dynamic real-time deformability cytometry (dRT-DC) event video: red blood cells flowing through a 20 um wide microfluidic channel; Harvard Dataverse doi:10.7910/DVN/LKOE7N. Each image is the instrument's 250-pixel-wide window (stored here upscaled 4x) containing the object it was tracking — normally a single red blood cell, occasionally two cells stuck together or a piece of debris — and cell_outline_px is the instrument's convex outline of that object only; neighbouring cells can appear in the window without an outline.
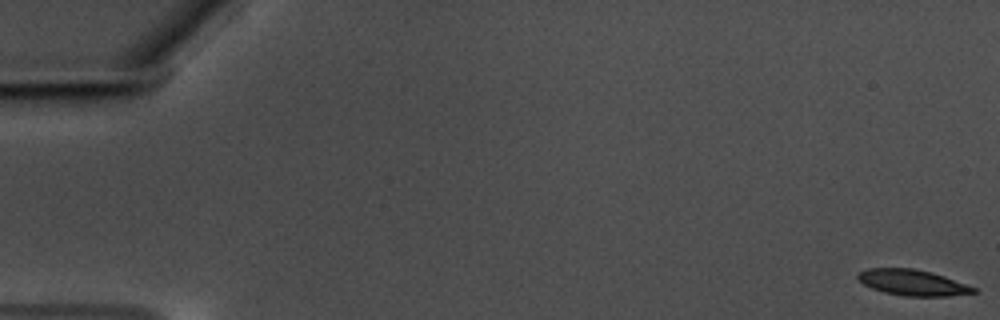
{"species": "common noctule bat (a hibernating species)", "species_latin": "Nyctalus noctula", "temperature_condition": "warm", "stored_images_in_passage": 59, "camera_frame_rate_fps": 3000, "um_per_image_px": 0.085, "animal": {"sex": "male", "body_mass_g": 17.5, "forearm_length_mm": 52.3}, "frame": {"image": 1, "passage_image": 1, "time_ms": 0.0, "image_size_px": [1000, 320], "cell_outline_px": [[976, 292], [948, 296], [904, 296], [884, 292], [872, 288], [864, 284], [856, 276], [860, 272], [868, 268], [912, 268], [932, 272], [944, 276], [976, 288]], "centroid_in_image_um": [77.56, 24.01], "position_along_channel_um": 7.4, "area_um2": 17.22}}
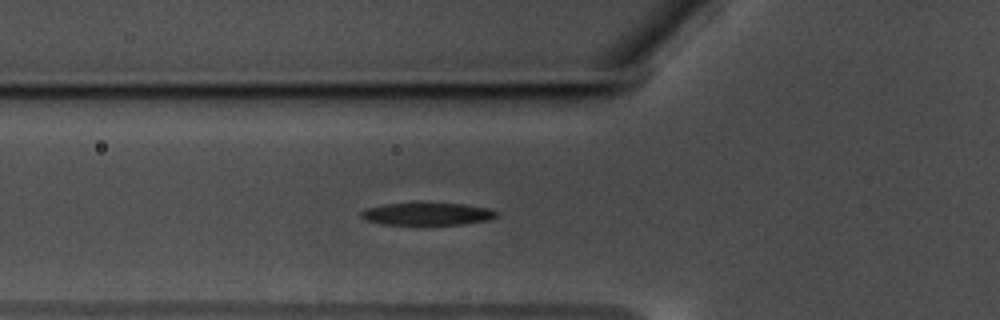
{"frame": {"image": 2, "passage_image": 22, "time_ms": 7.0, "image_size_px": [1000, 320], "cell_outline_px": [[500, 216], [488, 220], [464, 224], [384, 224], [368, 220], [360, 216], [360, 212], [368, 208], [384, 204], [464, 204], [488, 208], [500, 212]], "centroid_in_image_um": [36.4, 18.19], "position_along_channel_um": 89.4, "area_um2": 17.34}}
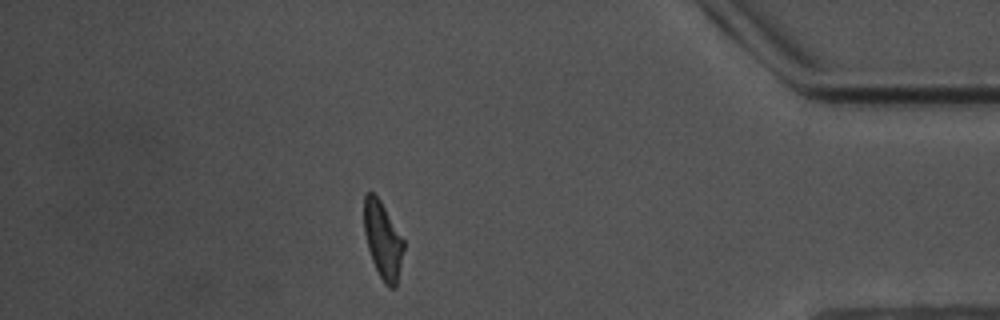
{"frame": {"image": 3, "passage_image": 52, "time_ms": 17.0, "image_size_px": [1000, 320], "cell_outline_px": [[404, 248], [396, 288], [388, 288], [384, 284], [372, 260], [368, 248], [364, 232], [364, 196], [368, 192], [372, 192], [380, 200], [404, 240]], "centroid_in_image_um": [32.54, 20.43], "position_along_channel_um": 402.7, "area_um2": 17.63}, "authors_computed_cell_mechanics": {"area_um2": 18.2648, "velocity_mm_per_s": 3.5209, "shape_relaxation_time_tau1_ms": 4.6531, "shape_relaxation_time_tau2_ms": null, "deformation_change_tau1": 0.1896, "deformation_change_tau2": null}}